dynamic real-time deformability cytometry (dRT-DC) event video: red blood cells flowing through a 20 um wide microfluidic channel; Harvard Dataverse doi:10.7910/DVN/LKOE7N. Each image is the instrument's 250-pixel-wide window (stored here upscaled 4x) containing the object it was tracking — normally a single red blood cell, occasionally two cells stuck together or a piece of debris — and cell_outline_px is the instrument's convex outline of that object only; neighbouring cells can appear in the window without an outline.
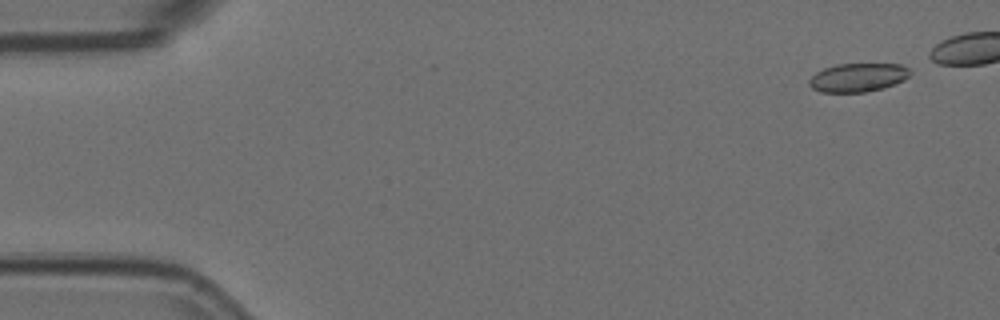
{"species": "Egyptian fruit bat (a non-hibernating species)", "species_latin": "Rousettus aegyptiacus", "temperature_condition": "room temperature", "stored_images_in_passage": 5, "camera_frame_rate_fps": 3000, "um_per_image_px": 0.085, "animal": {"sex": "female"}, "frame": {"image": 1, "passage_image": 1, "time_ms": 0.0, "image_size_px": [1000, 320], "cell_outline_px": [[912, 72], [904, 80], [884, 88], [864, 92], [820, 92], [812, 88], [808, 84], [808, 80], [816, 72], [824, 68], [836, 64], [900, 64], [908, 68]], "centroid_in_image_um": [72.91, 6.59], "position_along_channel_um": 12.1, "area_um2": 16.88}}
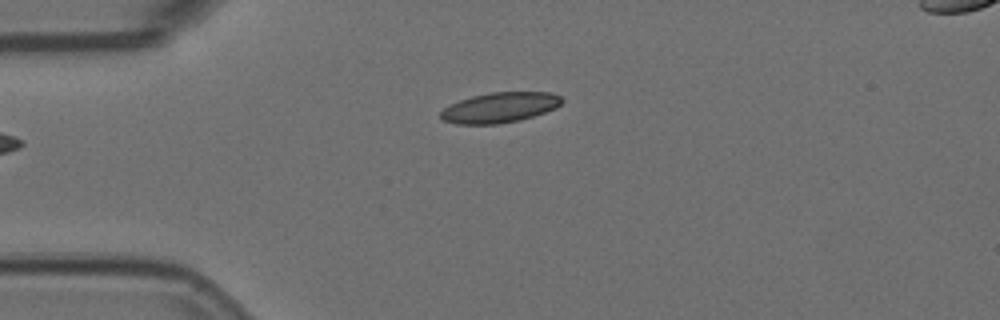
{"frame": {"image": 2, "passage_image": 5, "time_ms": 1.333, "image_size_px": [1000, 320], "cell_outline_px": [[564, 100], [556, 108], [520, 120], [500, 124], [456, 124], [444, 120], [440, 116], [440, 112], [444, 108], [460, 100], [472, 96], [488, 92], [552, 92], [560, 96]], "centroid_in_image_um": [42.49, 9.13], "position_along_channel_um": 42.5, "area_um2": 21.33}}